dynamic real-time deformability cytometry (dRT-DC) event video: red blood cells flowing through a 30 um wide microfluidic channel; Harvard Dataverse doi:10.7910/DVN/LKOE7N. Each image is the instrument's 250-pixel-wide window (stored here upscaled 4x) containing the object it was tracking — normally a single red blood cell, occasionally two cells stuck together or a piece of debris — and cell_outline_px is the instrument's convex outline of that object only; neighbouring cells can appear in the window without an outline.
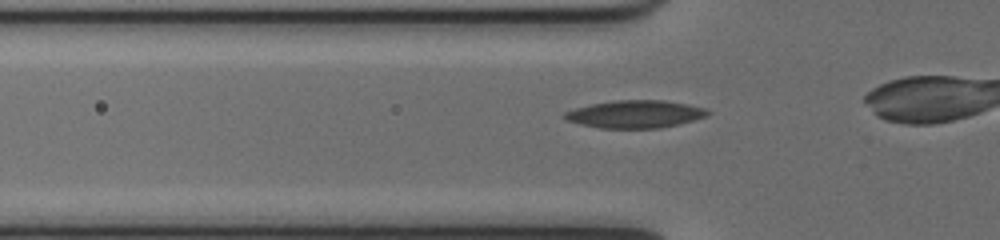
{"species": "common noctule bat (a hibernating species)", "species_latin": "Nyctalus noctula", "temperature_condition": "cold", "stored_images_in_passage": 30, "camera_frame_rate_fps": 3000, "um_per_image_px": 0.085, "animal": {"sex": "female", "body_mass_g": 17.0, "forearm_length_mm": 48.0}, "frame": {"image": 1, "passage_image": 7, "time_ms": 2.0, "image_size_px": [1000, 240], "cell_outline_px": [[712, 112], [708, 116], [660, 128], [600, 128], [580, 124], [564, 120], [564, 112], [576, 108], [592, 104], [616, 100], [664, 100], [688, 104], [704, 108]], "centroid_in_image_um": [53.99, 9.7], "position_along_channel_um": 71.8, "area_um2": 22.95}}
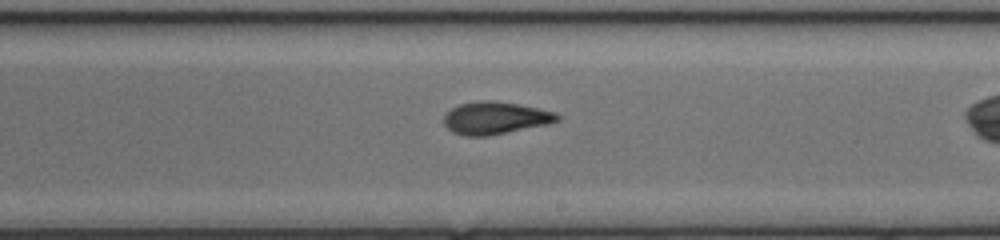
{"frame": {"image": 2, "passage_image": 20, "time_ms": 6.333, "image_size_px": [1000, 240], "cell_outline_px": [[560, 120], [548, 124], [488, 136], [464, 136], [452, 132], [444, 124], [444, 116], [452, 108], [460, 104], [480, 100], [492, 100], [516, 104], [556, 112], [560, 116]], "centroid_in_image_um": [42.09, 10.03], "position_along_channel_um": 246.9, "area_um2": 21.33}}
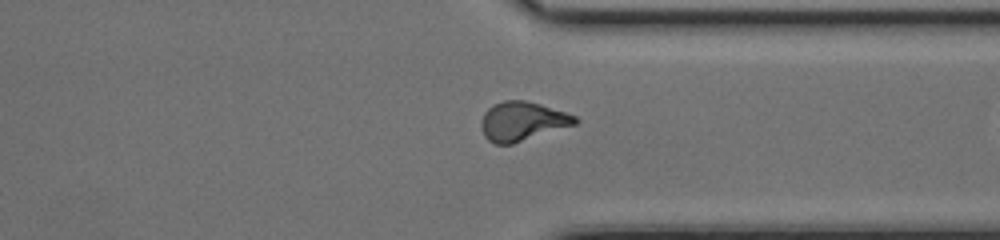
{"frame": {"image": 3, "passage_image": 29, "time_ms": 9.333, "image_size_px": [1000, 240], "cell_outline_px": [[580, 120], [576, 124], [512, 144], [496, 144], [488, 140], [484, 136], [480, 128], [480, 120], [484, 112], [492, 104], [504, 100], [524, 100], [540, 104], [576, 116]], "centroid_in_image_um": [44.35, 10.3], "position_along_channel_um": 367.0, "area_um2": 21.44}}